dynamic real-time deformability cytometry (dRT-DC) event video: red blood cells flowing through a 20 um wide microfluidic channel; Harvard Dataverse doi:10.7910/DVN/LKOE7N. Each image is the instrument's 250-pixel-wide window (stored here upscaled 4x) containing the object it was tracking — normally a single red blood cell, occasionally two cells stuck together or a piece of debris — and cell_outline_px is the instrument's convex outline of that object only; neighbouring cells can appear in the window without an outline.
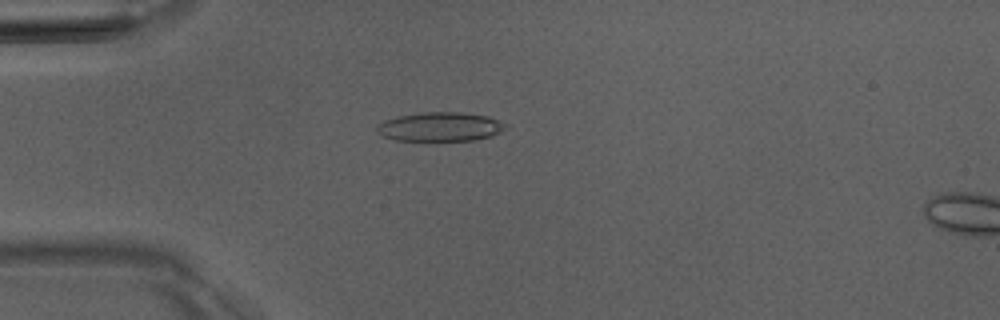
{"species": "Egyptian fruit bat (a non-hibernating species)", "species_latin": "Rousettus aegyptiacus", "temperature_condition": "room temperature", "stored_images_in_passage": 5, "camera_frame_rate_fps": 3000, "um_per_image_px": 0.085, "animal": {"sex": "male"}, "frame": {"image": 1, "passage_image": 4, "time_ms": 3.333, "image_size_px": [1000, 320], "cell_outline_px": [[508, 128], [492, 136], [476, 140], [436, 144], [396, 140], [384, 136], [376, 132], [376, 124], [384, 120], [400, 116], [420, 112], [460, 112], [488, 116], [508, 124]], "centroid_in_image_um": [37.42, 10.83], "position_along_channel_um": 47.6, "area_um2": 23.06}}